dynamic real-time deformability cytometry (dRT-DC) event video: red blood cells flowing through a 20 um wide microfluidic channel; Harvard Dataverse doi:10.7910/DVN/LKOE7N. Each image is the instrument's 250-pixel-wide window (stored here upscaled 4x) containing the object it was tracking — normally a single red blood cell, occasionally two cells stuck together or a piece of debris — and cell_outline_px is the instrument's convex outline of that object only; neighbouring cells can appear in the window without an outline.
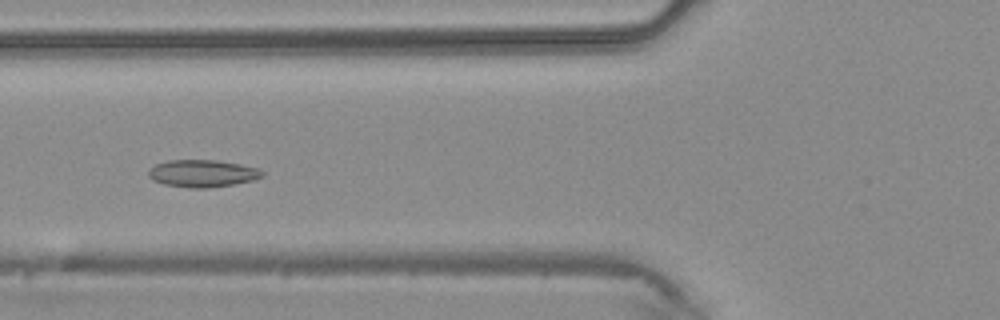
{"species": "common noctule bat (a hibernating species)", "species_latin": "Nyctalus noctula", "temperature_condition": "warm", "stored_images_in_passage": 43, "camera_frame_rate_fps": 3000, "um_per_image_px": 0.085, "animal": {"sex": "male", "body_mass_g": 20.4}, "frame": {"image": 1, "passage_image": 16, "time_ms": 5.0, "image_size_px": [1000, 320], "cell_outline_px": [[264, 176], [252, 180], [232, 184], [208, 188], [188, 188], [164, 184], [152, 180], [148, 176], [148, 172], [156, 164], [168, 160], [216, 160], [240, 164], [260, 168], [264, 172]], "centroid_in_image_um": [17.22, 14.74], "position_along_channel_um": 108.6, "area_um2": 18.09}}
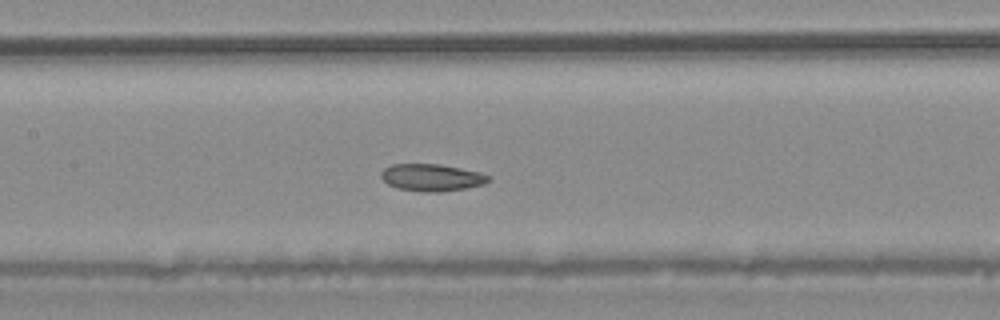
{"frame": {"image": 2, "passage_image": 20, "time_ms": 6.333, "image_size_px": [1000, 320], "cell_outline_px": [[492, 176], [484, 184], [468, 188], [440, 192], [420, 192], [396, 188], [388, 184], [380, 176], [380, 172], [384, 168], [392, 164], [440, 164], [480, 172]], "centroid_in_image_um": [36.69, 15.09], "position_along_channel_um": 170.7, "area_um2": 17.17}}
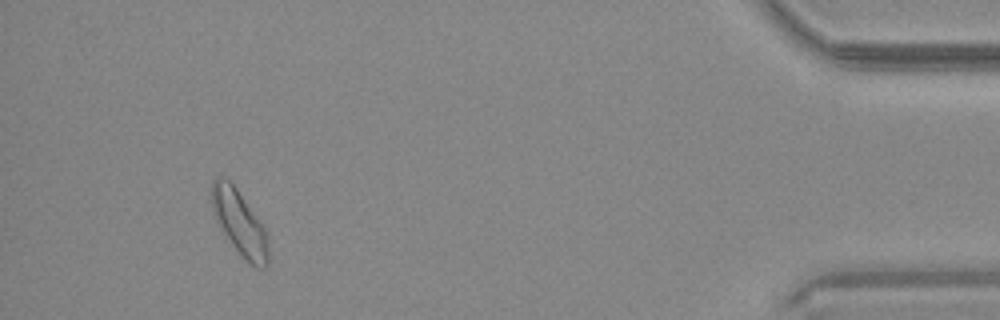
{"frame": {"image": 3, "passage_image": 40, "time_ms": 13.0, "image_size_px": [1000, 320], "cell_outline_px": [[268, 264], [264, 268], [256, 268], [244, 260], [240, 256], [216, 220], [212, 208], [212, 180], [216, 176], [220, 176], [228, 180], [236, 188], [268, 232]], "centroid_in_image_um": [20.38, 18.97], "position_along_channel_um": 414.8, "area_um2": 21.27}}